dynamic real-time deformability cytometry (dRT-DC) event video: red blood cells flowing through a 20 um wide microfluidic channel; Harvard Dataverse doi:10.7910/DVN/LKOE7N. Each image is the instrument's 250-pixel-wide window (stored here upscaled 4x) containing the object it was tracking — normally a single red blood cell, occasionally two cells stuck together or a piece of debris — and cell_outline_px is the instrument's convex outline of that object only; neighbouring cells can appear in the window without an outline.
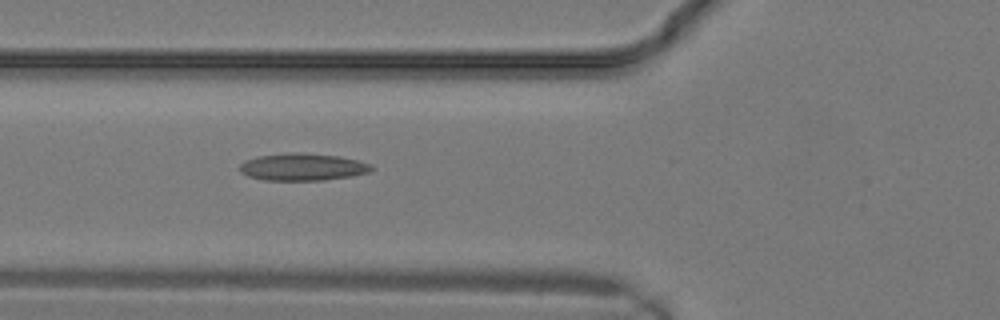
{"species": "common noctule bat (a hibernating species)", "species_latin": "Nyctalus noctula", "temperature_condition": "warm", "stored_images_in_passage": 6, "camera_frame_rate_fps": 3000, "um_per_image_px": 0.085, "animal": {"sex": "male", "body_mass_g": 19.2, "forearm_length_mm": 51.8}, "frame": {"image": 1, "passage_image": 6, "time_ms": 1.667, "image_size_px": [1000, 320], "cell_outline_px": [[376, 168], [368, 172], [352, 176], [324, 180], [264, 180], [248, 176], [240, 172], [240, 164], [244, 160], [260, 156], [296, 152], [340, 156], [372, 164]], "centroid_in_image_um": [25.74, 14.2], "position_along_channel_um": 100.1, "area_um2": 20.87}}